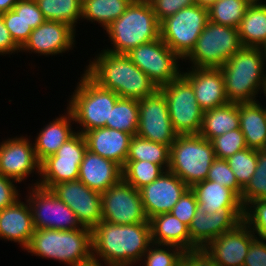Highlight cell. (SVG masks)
Returning <instances> with one entry per match:
<instances>
[{
	"mask_svg": "<svg viewBox=\"0 0 266 266\" xmlns=\"http://www.w3.org/2000/svg\"><path fill=\"white\" fill-rule=\"evenodd\" d=\"M93 258L111 266H134L152 244L150 223L112 224L92 229Z\"/></svg>",
	"mask_w": 266,
	"mask_h": 266,
	"instance_id": "obj_1",
	"label": "cell"
},
{
	"mask_svg": "<svg viewBox=\"0 0 266 266\" xmlns=\"http://www.w3.org/2000/svg\"><path fill=\"white\" fill-rule=\"evenodd\" d=\"M84 72L99 86L120 98L141 100L159 88L126 54L101 50L90 59Z\"/></svg>",
	"mask_w": 266,
	"mask_h": 266,
	"instance_id": "obj_2",
	"label": "cell"
},
{
	"mask_svg": "<svg viewBox=\"0 0 266 266\" xmlns=\"http://www.w3.org/2000/svg\"><path fill=\"white\" fill-rule=\"evenodd\" d=\"M66 266H78L93 258L92 229H35L24 251Z\"/></svg>",
	"mask_w": 266,
	"mask_h": 266,
	"instance_id": "obj_3",
	"label": "cell"
},
{
	"mask_svg": "<svg viewBox=\"0 0 266 266\" xmlns=\"http://www.w3.org/2000/svg\"><path fill=\"white\" fill-rule=\"evenodd\" d=\"M229 102H255L262 93L266 65L262 51L257 47H242L220 67Z\"/></svg>",
	"mask_w": 266,
	"mask_h": 266,
	"instance_id": "obj_4",
	"label": "cell"
},
{
	"mask_svg": "<svg viewBox=\"0 0 266 266\" xmlns=\"http://www.w3.org/2000/svg\"><path fill=\"white\" fill-rule=\"evenodd\" d=\"M105 30L112 47L103 50L114 54H127L160 37V23L148 0H133Z\"/></svg>",
	"mask_w": 266,
	"mask_h": 266,
	"instance_id": "obj_5",
	"label": "cell"
},
{
	"mask_svg": "<svg viewBox=\"0 0 266 266\" xmlns=\"http://www.w3.org/2000/svg\"><path fill=\"white\" fill-rule=\"evenodd\" d=\"M69 97L67 109L72 113L78 133L84 134L96 128L106 127L110 122L111 109L120 98L115 92L94 82L85 72ZM81 130V131H80Z\"/></svg>",
	"mask_w": 266,
	"mask_h": 266,
	"instance_id": "obj_6",
	"label": "cell"
},
{
	"mask_svg": "<svg viewBox=\"0 0 266 266\" xmlns=\"http://www.w3.org/2000/svg\"><path fill=\"white\" fill-rule=\"evenodd\" d=\"M215 159L211 141L199 134L177 135L170 146L168 170L191 188L206 180Z\"/></svg>",
	"mask_w": 266,
	"mask_h": 266,
	"instance_id": "obj_7",
	"label": "cell"
},
{
	"mask_svg": "<svg viewBox=\"0 0 266 266\" xmlns=\"http://www.w3.org/2000/svg\"><path fill=\"white\" fill-rule=\"evenodd\" d=\"M243 47L237 28L208 21L192 51L181 61L192 68H220Z\"/></svg>",
	"mask_w": 266,
	"mask_h": 266,
	"instance_id": "obj_8",
	"label": "cell"
},
{
	"mask_svg": "<svg viewBox=\"0 0 266 266\" xmlns=\"http://www.w3.org/2000/svg\"><path fill=\"white\" fill-rule=\"evenodd\" d=\"M208 21L207 8L198 4L182 8L160 23V38L183 60L194 48Z\"/></svg>",
	"mask_w": 266,
	"mask_h": 266,
	"instance_id": "obj_9",
	"label": "cell"
},
{
	"mask_svg": "<svg viewBox=\"0 0 266 266\" xmlns=\"http://www.w3.org/2000/svg\"><path fill=\"white\" fill-rule=\"evenodd\" d=\"M166 99L170 120L178 135L199 134L201 110L191 83L181 74L176 80L159 88Z\"/></svg>",
	"mask_w": 266,
	"mask_h": 266,
	"instance_id": "obj_10",
	"label": "cell"
},
{
	"mask_svg": "<svg viewBox=\"0 0 266 266\" xmlns=\"http://www.w3.org/2000/svg\"><path fill=\"white\" fill-rule=\"evenodd\" d=\"M86 151L85 137L77 132L55 154L40 163V178L30 185L51 189L57 183L78 180L79 167Z\"/></svg>",
	"mask_w": 266,
	"mask_h": 266,
	"instance_id": "obj_11",
	"label": "cell"
},
{
	"mask_svg": "<svg viewBox=\"0 0 266 266\" xmlns=\"http://www.w3.org/2000/svg\"><path fill=\"white\" fill-rule=\"evenodd\" d=\"M126 55L158 88L182 74L183 67L179 64L182 59L160 37L133 48Z\"/></svg>",
	"mask_w": 266,
	"mask_h": 266,
	"instance_id": "obj_12",
	"label": "cell"
},
{
	"mask_svg": "<svg viewBox=\"0 0 266 266\" xmlns=\"http://www.w3.org/2000/svg\"><path fill=\"white\" fill-rule=\"evenodd\" d=\"M26 200L30 205L35 229L75 230L83 226L76 214L51 189L28 185Z\"/></svg>",
	"mask_w": 266,
	"mask_h": 266,
	"instance_id": "obj_13",
	"label": "cell"
},
{
	"mask_svg": "<svg viewBox=\"0 0 266 266\" xmlns=\"http://www.w3.org/2000/svg\"><path fill=\"white\" fill-rule=\"evenodd\" d=\"M102 220L112 224L150 223L140 191L123 178L101 193Z\"/></svg>",
	"mask_w": 266,
	"mask_h": 266,
	"instance_id": "obj_14",
	"label": "cell"
},
{
	"mask_svg": "<svg viewBox=\"0 0 266 266\" xmlns=\"http://www.w3.org/2000/svg\"><path fill=\"white\" fill-rule=\"evenodd\" d=\"M139 102V125L137 136L156 143L171 146L177 137L174 131L166 99L158 89Z\"/></svg>",
	"mask_w": 266,
	"mask_h": 266,
	"instance_id": "obj_15",
	"label": "cell"
},
{
	"mask_svg": "<svg viewBox=\"0 0 266 266\" xmlns=\"http://www.w3.org/2000/svg\"><path fill=\"white\" fill-rule=\"evenodd\" d=\"M243 216L244 207H221L213 213L197 208L189 226L191 251L204 249L213 239L233 230L243 221Z\"/></svg>",
	"mask_w": 266,
	"mask_h": 266,
	"instance_id": "obj_16",
	"label": "cell"
},
{
	"mask_svg": "<svg viewBox=\"0 0 266 266\" xmlns=\"http://www.w3.org/2000/svg\"><path fill=\"white\" fill-rule=\"evenodd\" d=\"M51 190L72 209L82 226L93 229L102 221L100 192L90 189L80 180L57 183Z\"/></svg>",
	"mask_w": 266,
	"mask_h": 266,
	"instance_id": "obj_17",
	"label": "cell"
},
{
	"mask_svg": "<svg viewBox=\"0 0 266 266\" xmlns=\"http://www.w3.org/2000/svg\"><path fill=\"white\" fill-rule=\"evenodd\" d=\"M33 141L26 136H14L3 140L0 154V174L21 183L33 174L40 178L38 161ZM35 172V173H34Z\"/></svg>",
	"mask_w": 266,
	"mask_h": 266,
	"instance_id": "obj_18",
	"label": "cell"
},
{
	"mask_svg": "<svg viewBox=\"0 0 266 266\" xmlns=\"http://www.w3.org/2000/svg\"><path fill=\"white\" fill-rule=\"evenodd\" d=\"M74 27L63 22L46 20L33 29L28 41L20 49L21 52L51 57L62 55L76 47V31Z\"/></svg>",
	"mask_w": 266,
	"mask_h": 266,
	"instance_id": "obj_19",
	"label": "cell"
},
{
	"mask_svg": "<svg viewBox=\"0 0 266 266\" xmlns=\"http://www.w3.org/2000/svg\"><path fill=\"white\" fill-rule=\"evenodd\" d=\"M189 187L174 173L165 171L152 183L139 189L145 214L152 217L170 213Z\"/></svg>",
	"mask_w": 266,
	"mask_h": 266,
	"instance_id": "obj_20",
	"label": "cell"
},
{
	"mask_svg": "<svg viewBox=\"0 0 266 266\" xmlns=\"http://www.w3.org/2000/svg\"><path fill=\"white\" fill-rule=\"evenodd\" d=\"M257 237L242 221L233 230L213 239L203 250L219 266H243L251 242Z\"/></svg>",
	"mask_w": 266,
	"mask_h": 266,
	"instance_id": "obj_21",
	"label": "cell"
},
{
	"mask_svg": "<svg viewBox=\"0 0 266 266\" xmlns=\"http://www.w3.org/2000/svg\"><path fill=\"white\" fill-rule=\"evenodd\" d=\"M189 69V70H188ZM182 75L191 83L203 112L227 104L224 77L220 68H186Z\"/></svg>",
	"mask_w": 266,
	"mask_h": 266,
	"instance_id": "obj_22",
	"label": "cell"
},
{
	"mask_svg": "<svg viewBox=\"0 0 266 266\" xmlns=\"http://www.w3.org/2000/svg\"><path fill=\"white\" fill-rule=\"evenodd\" d=\"M0 210V238L18 243L24 250L34 234L32 212L26 198Z\"/></svg>",
	"mask_w": 266,
	"mask_h": 266,
	"instance_id": "obj_23",
	"label": "cell"
},
{
	"mask_svg": "<svg viewBox=\"0 0 266 266\" xmlns=\"http://www.w3.org/2000/svg\"><path fill=\"white\" fill-rule=\"evenodd\" d=\"M87 150L114 161L122 168L127 160L132 135L108 127L96 128L84 134Z\"/></svg>",
	"mask_w": 266,
	"mask_h": 266,
	"instance_id": "obj_24",
	"label": "cell"
},
{
	"mask_svg": "<svg viewBox=\"0 0 266 266\" xmlns=\"http://www.w3.org/2000/svg\"><path fill=\"white\" fill-rule=\"evenodd\" d=\"M122 176V167L114 161L87 150L79 167L78 180L90 189L100 193L118 183Z\"/></svg>",
	"mask_w": 266,
	"mask_h": 266,
	"instance_id": "obj_25",
	"label": "cell"
},
{
	"mask_svg": "<svg viewBox=\"0 0 266 266\" xmlns=\"http://www.w3.org/2000/svg\"><path fill=\"white\" fill-rule=\"evenodd\" d=\"M74 123L72 113L66 108L64 115L60 114L41 128L35 136V143L33 142L35 154L40 163L48 156L55 154L65 142L77 133L72 127Z\"/></svg>",
	"mask_w": 266,
	"mask_h": 266,
	"instance_id": "obj_26",
	"label": "cell"
},
{
	"mask_svg": "<svg viewBox=\"0 0 266 266\" xmlns=\"http://www.w3.org/2000/svg\"><path fill=\"white\" fill-rule=\"evenodd\" d=\"M240 129L247 148L261 151L266 144V107L260 101L238 103Z\"/></svg>",
	"mask_w": 266,
	"mask_h": 266,
	"instance_id": "obj_27",
	"label": "cell"
},
{
	"mask_svg": "<svg viewBox=\"0 0 266 266\" xmlns=\"http://www.w3.org/2000/svg\"><path fill=\"white\" fill-rule=\"evenodd\" d=\"M151 241L158 245H173L191 251L189 227L171 213L159 214L150 220Z\"/></svg>",
	"mask_w": 266,
	"mask_h": 266,
	"instance_id": "obj_28",
	"label": "cell"
},
{
	"mask_svg": "<svg viewBox=\"0 0 266 266\" xmlns=\"http://www.w3.org/2000/svg\"><path fill=\"white\" fill-rule=\"evenodd\" d=\"M191 189L196 195L198 208L205 213L216 212L221 207H243L240 197L218 182L204 180L195 183Z\"/></svg>",
	"mask_w": 266,
	"mask_h": 266,
	"instance_id": "obj_29",
	"label": "cell"
},
{
	"mask_svg": "<svg viewBox=\"0 0 266 266\" xmlns=\"http://www.w3.org/2000/svg\"><path fill=\"white\" fill-rule=\"evenodd\" d=\"M240 128L238 103L228 102L203 112L199 135L211 141L213 138Z\"/></svg>",
	"mask_w": 266,
	"mask_h": 266,
	"instance_id": "obj_30",
	"label": "cell"
},
{
	"mask_svg": "<svg viewBox=\"0 0 266 266\" xmlns=\"http://www.w3.org/2000/svg\"><path fill=\"white\" fill-rule=\"evenodd\" d=\"M253 0L238 27L243 47L259 48L266 41V2Z\"/></svg>",
	"mask_w": 266,
	"mask_h": 266,
	"instance_id": "obj_31",
	"label": "cell"
},
{
	"mask_svg": "<svg viewBox=\"0 0 266 266\" xmlns=\"http://www.w3.org/2000/svg\"><path fill=\"white\" fill-rule=\"evenodd\" d=\"M133 0H82L81 19L105 29L118 19Z\"/></svg>",
	"mask_w": 266,
	"mask_h": 266,
	"instance_id": "obj_32",
	"label": "cell"
},
{
	"mask_svg": "<svg viewBox=\"0 0 266 266\" xmlns=\"http://www.w3.org/2000/svg\"><path fill=\"white\" fill-rule=\"evenodd\" d=\"M126 161H149L168 171L170 146L149 141L137 135L132 136Z\"/></svg>",
	"mask_w": 266,
	"mask_h": 266,
	"instance_id": "obj_33",
	"label": "cell"
},
{
	"mask_svg": "<svg viewBox=\"0 0 266 266\" xmlns=\"http://www.w3.org/2000/svg\"><path fill=\"white\" fill-rule=\"evenodd\" d=\"M45 20L63 22L76 29L82 21V0H35ZM80 19V20H79Z\"/></svg>",
	"mask_w": 266,
	"mask_h": 266,
	"instance_id": "obj_34",
	"label": "cell"
},
{
	"mask_svg": "<svg viewBox=\"0 0 266 266\" xmlns=\"http://www.w3.org/2000/svg\"><path fill=\"white\" fill-rule=\"evenodd\" d=\"M138 125V100L119 98L111 109L110 122H106V127L126 132L134 136L137 134Z\"/></svg>",
	"mask_w": 266,
	"mask_h": 266,
	"instance_id": "obj_35",
	"label": "cell"
},
{
	"mask_svg": "<svg viewBox=\"0 0 266 266\" xmlns=\"http://www.w3.org/2000/svg\"><path fill=\"white\" fill-rule=\"evenodd\" d=\"M253 0H217L209 9V21L237 28Z\"/></svg>",
	"mask_w": 266,
	"mask_h": 266,
	"instance_id": "obj_36",
	"label": "cell"
},
{
	"mask_svg": "<svg viewBox=\"0 0 266 266\" xmlns=\"http://www.w3.org/2000/svg\"><path fill=\"white\" fill-rule=\"evenodd\" d=\"M166 170L149 161H126L122 168L123 179L136 189L152 183Z\"/></svg>",
	"mask_w": 266,
	"mask_h": 266,
	"instance_id": "obj_37",
	"label": "cell"
},
{
	"mask_svg": "<svg viewBox=\"0 0 266 266\" xmlns=\"http://www.w3.org/2000/svg\"><path fill=\"white\" fill-rule=\"evenodd\" d=\"M241 203L245 207L249 202L266 200V154L257 150V167L252 178L243 188Z\"/></svg>",
	"mask_w": 266,
	"mask_h": 266,
	"instance_id": "obj_38",
	"label": "cell"
},
{
	"mask_svg": "<svg viewBox=\"0 0 266 266\" xmlns=\"http://www.w3.org/2000/svg\"><path fill=\"white\" fill-rule=\"evenodd\" d=\"M227 162L235 174L238 184L244 188L257 167V150L245 148L228 157Z\"/></svg>",
	"mask_w": 266,
	"mask_h": 266,
	"instance_id": "obj_39",
	"label": "cell"
},
{
	"mask_svg": "<svg viewBox=\"0 0 266 266\" xmlns=\"http://www.w3.org/2000/svg\"><path fill=\"white\" fill-rule=\"evenodd\" d=\"M181 248L173 245L151 244L141 259V266H179L183 257Z\"/></svg>",
	"mask_w": 266,
	"mask_h": 266,
	"instance_id": "obj_40",
	"label": "cell"
},
{
	"mask_svg": "<svg viewBox=\"0 0 266 266\" xmlns=\"http://www.w3.org/2000/svg\"><path fill=\"white\" fill-rule=\"evenodd\" d=\"M216 158L227 159L236 152L247 148L240 128L231 130L211 140Z\"/></svg>",
	"mask_w": 266,
	"mask_h": 266,
	"instance_id": "obj_41",
	"label": "cell"
},
{
	"mask_svg": "<svg viewBox=\"0 0 266 266\" xmlns=\"http://www.w3.org/2000/svg\"><path fill=\"white\" fill-rule=\"evenodd\" d=\"M243 221L258 237L266 239V200L249 202L244 207Z\"/></svg>",
	"mask_w": 266,
	"mask_h": 266,
	"instance_id": "obj_42",
	"label": "cell"
},
{
	"mask_svg": "<svg viewBox=\"0 0 266 266\" xmlns=\"http://www.w3.org/2000/svg\"><path fill=\"white\" fill-rule=\"evenodd\" d=\"M206 180L218 182L232 189L241 198L243 188L238 184L235 174L232 172L226 159L216 158L214 160Z\"/></svg>",
	"mask_w": 266,
	"mask_h": 266,
	"instance_id": "obj_43",
	"label": "cell"
},
{
	"mask_svg": "<svg viewBox=\"0 0 266 266\" xmlns=\"http://www.w3.org/2000/svg\"><path fill=\"white\" fill-rule=\"evenodd\" d=\"M2 17L9 30L11 38L21 49L28 41L30 33L33 31L32 27L27 24L13 9L2 13Z\"/></svg>",
	"mask_w": 266,
	"mask_h": 266,
	"instance_id": "obj_44",
	"label": "cell"
},
{
	"mask_svg": "<svg viewBox=\"0 0 266 266\" xmlns=\"http://www.w3.org/2000/svg\"><path fill=\"white\" fill-rule=\"evenodd\" d=\"M197 208L198 202L196 195L191 188H188L174 205L170 213L189 227Z\"/></svg>",
	"mask_w": 266,
	"mask_h": 266,
	"instance_id": "obj_45",
	"label": "cell"
},
{
	"mask_svg": "<svg viewBox=\"0 0 266 266\" xmlns=\"http://www.w3.org/2000/svg\"><path fill=\"white\" fill-rule=\"evenodd\" d=\"M152 6L157 20L161 23L164 19L177 13L185 7L195 5V0H148Z\"/></svg>",
	"mask_w": 266,
	"mask_h": 266,
	"instance_id": "obj_46",
	"label": "cell"
},
{
	"mask_svg": "<svg viewBox=\"0 0 266 266\" xmlns=\"http://www.w3.org/2000/svg\"><path fill=\"white\" fill-rule=\"evenodd\" d=\"M13 10L21 16L32 29L37 28L46 21L35 0H19L14 5Z\"/></svg>",
	"mask_w": 266,
	"mask_h": 266,
	"instance_id": "obj_47",
	"label": "cell"
},
{
	"mask_svg": "<svg viewBox=\"0 0 266 266\" xmlns=\"http://www.w3.org/2000/svg\"><path fill=\"white\" fill-rule=\"evenodd\" d=\"M18 182L0 174V210L13 205L20 199V189L15 186Z\"/></svg>",
	"mask_w": 266,
	"mask_h": 266,
	"instance_id": "obj_48",
	"label": "cell"
},
{
	"mask_svg": "<svg viewBox=\"0 0 266 266\" xmlns=\"http://www.w3.org/2000/svg\"><path fill=\"white\" fill-rule=\"evenodd\" d=\"M243 266H266V239L256 237L248 249Z\"/></svg>",
	"mask_w": 266,
	"mask_h": 266,
	"instance_id": "obj_49",
	"label": "cell"
},
{
	"mask_svg": "<svg viewBox=\"0 0 266 266\" xmlns=\"http://www.w3.org/2000/svg\"><path fill=\"white\" fill-rule=\"evenodd\" d=\"M179 266H219L203 249L188 251L180 259Z\"/></svg>",
	"mask_w": 266,
	"mask_h": 266,
	"instance_id": "obj_50",
	"label": "cell"
},
{
	"mask_svg": "<svg viewBox=\"0 0 266 266\" xmlns=\"http://www.w3.org/2000/svg\"><path fill=\"white\" fill-rule=\"evenodd\" d=\"M20 52V48L14 43L8 28L6 27L2 14H0V56L12 55Z\"/></svg>",
	"mask_w": 266,
	"mask_h": 266,
	"instance_id": "obj_51",
	"label": "cell"
},
{
	"mask_svg": "<svg viewBox=\"0 0 266 266\" xmlns=\"http://www.w3.org/2000/svg\"><path fill=\"white\" fill-rule=\"evenodd\" d=\"M19 0H0V14L12 10Z\"/></svg>",
	"mask_w": 266,
	"mask_h": 266,
	"instance_id": "obj_52",
	"label": "cell"
},
{
	"mask_svg": "<svg viewBox=\"0 0 266 266\" xmlns=\"http://www.w3.org/2000/svg\"><path fill=\"white\" fill-rule=\"evenodd\" d=\"M78 266H103V262L101 263L99 260L92 258L86 262L80 263ZM104 266L111 265L104 263Z\"/></svg>",
	"mask_w": 266,
	"mask_h": 266,
	"instance_id": "obj_53",
	"label": "cell"
},
{
	"mask_svg": "<svg viewBox=\"0 0 266 266\" xmlns=\"http://www.w3.org/2000/svg\"><path fill=\"white\" fill-rule=\"evenodd\" d=\"M217 0H195L196 4L209 9Z\"/></svg>",
	"mask_w": 266,
	"mask_h": 266,
	"instance_id": "obj_54",
	"label": "cell"
},
{
	"mask_svg": "<svg viewBox=\"0 0 266 266\" xmlns=\"http://www.w3.org/2000/svg\"><path fill=\"white\" fill-rule=\"evenodd\" d=\"M259 48L262 51V55H263L264 62H265V65H266V41Z\"/></svg>",
	"mask_w": 266,
	"mask_h": 266,
	"instance_id": "obj_55",
	"label": "cell"
},
{
	"mask_svg": "<svg viewBox=\"0 0 266 266\" xmlns=\"http://www.w3.org/2000/svg\"><path fill=\"white\" fill-rule=\"evenodd\" d=\"M262 93H264V96H265V98H266V76H265V79H264V84H263Z\"/></svg>",
	"mask_w": 266,
	"mask_h": 266,
	"instance_id": "obj_56",
	"label": "cell"
},
{
	"mask_svg": "<svg viewBox=\"0 0 266 266\" xmlns=\"http://www.w3.org/2000/svg\"><path fill=\"white\" fill-rule=\"evenodd\" d=\"M2 147H3V141L0 142V154H1Z\"/></svg>",
	"mask_w": 266,
	"mask_h": 266,
	"instance_id": "obj_57",
	"label": "cell"
},
{
	"mask_svg": "<svg viewBox=\"0 0 266 266\" xmlns=\"http://www.w3.org/2000/svg\"><path fill=\"white\" fill-rule=\"evenodd\" d=\"M261 151L266 154V144H265L264 148Z\"/></svg>",
	"mask_w": 266,
	"mask_h": 266,
	"instance_id": "obj_58",
	"label": "cell"
}]
</instances>
